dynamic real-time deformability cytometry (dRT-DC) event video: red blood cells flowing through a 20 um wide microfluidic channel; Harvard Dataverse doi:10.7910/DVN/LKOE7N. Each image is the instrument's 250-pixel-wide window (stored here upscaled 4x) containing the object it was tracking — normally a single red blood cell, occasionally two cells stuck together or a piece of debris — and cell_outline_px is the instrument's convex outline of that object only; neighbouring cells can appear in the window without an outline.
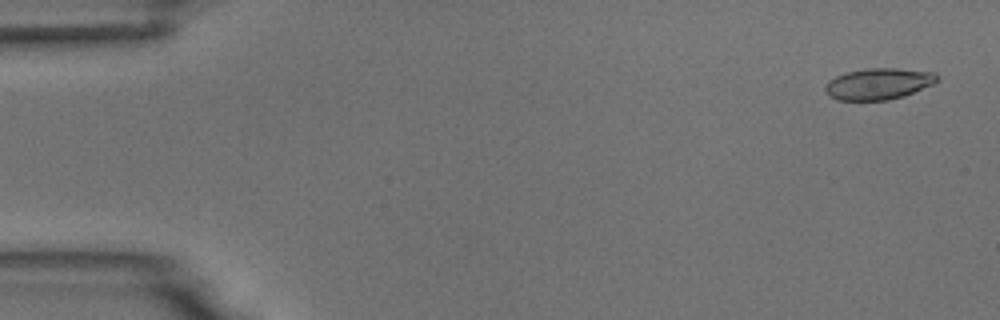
{"species": "common noctule bat (a hibernating species)", "species_latin": "Nyctalus noctula", "temperature_condition": "room temperature", "stored_images_in_passage": 4, "camera_frame_rate_fps": 3000, "um_per_image_px": 0.085, "animal": {"sex": "male", "body_mass_g": 18.8}, "frame": {"image": 1, "passage_image": 1, "time_ms": 0.0, "image_size_px": [1000, 320], "cell_outline_px": [[940, 76], [932, 84], [904, 96], [888, 100], [836, 100], [824, 88], [828, 80], [836, 76], [848, 72], [868, 68], [896, 68], [936, 72]], "centroid_in_image_um": [74.69, 7.12], "position_along_channel_um": 10.3, "area_um2": 20.29}}
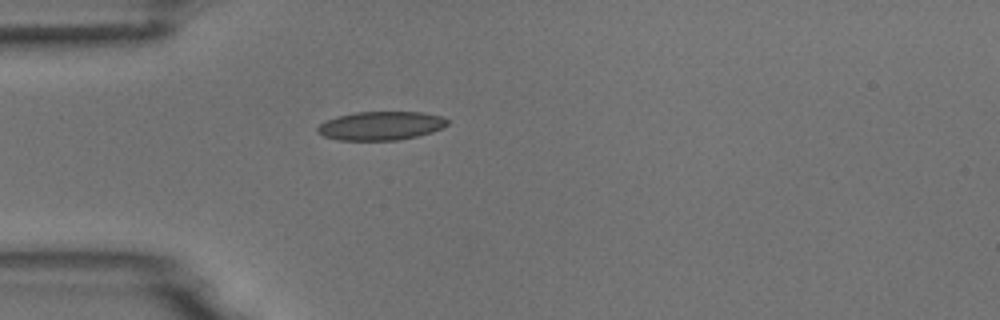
{"frame": {"image": 2, "passage_image": 4, "time_ms": 1.0, "image_size_px": [1000, 320], "cell_outline_px": [[448, 124], [444, 128], [432, 132], [416, 136], [396, 140], [340, 140], [324, 136], [316, 132], [316, 128], [320, 124], [336, 116], [356, 112], [424, 112], [440, 116], [448, 120]], "centroid_in_image_um": [32.38, 10.69], "position_along_channel_um": 52.6, "area_um2": 21.68}}